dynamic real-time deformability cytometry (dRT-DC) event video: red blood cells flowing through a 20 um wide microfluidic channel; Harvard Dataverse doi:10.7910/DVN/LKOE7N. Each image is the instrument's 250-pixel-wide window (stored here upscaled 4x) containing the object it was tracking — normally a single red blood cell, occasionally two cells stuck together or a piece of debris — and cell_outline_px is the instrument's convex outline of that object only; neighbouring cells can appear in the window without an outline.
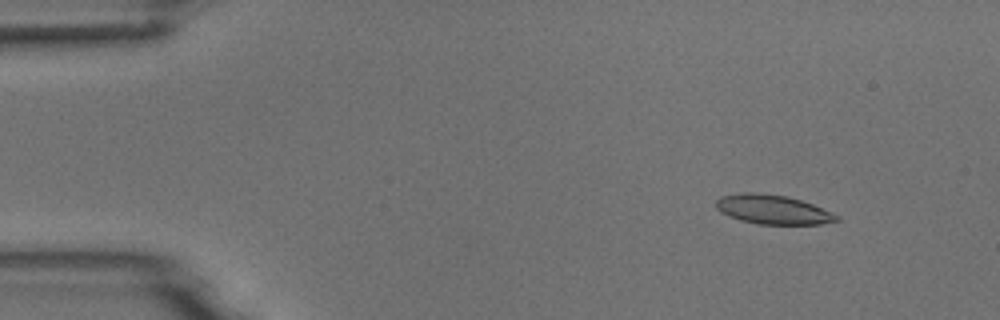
{"species": "common noctule bat (a hibernating species)", "species_latin": "Nyctalus noctula", "temperature_condition": "room temperature", "stored_images_in_passage": 5, "camera_frame_rate_fps": 3000, "um_per_image_px": 0.085, "animal": {"sex": "male", "body_mass_g": 18.8}, "frame": {"image": 1, "passage_image": 2, "time_ms": 0.333, "image_size_px": [1000, 320], "cell_outline_px": [[840, 220], [820, 224], [756, 224], [740, 220], [728, 216], [720, 212], [716, 208], [716, 200], [720, 196], [740, 192], [756, 192], [788, 196], [812, 204], [832, 212], [840, 216]], "centroid_in_image_um": [65.66, 17.8], "position_along_channel_um": 19.3, "area_um2": 20.75}}
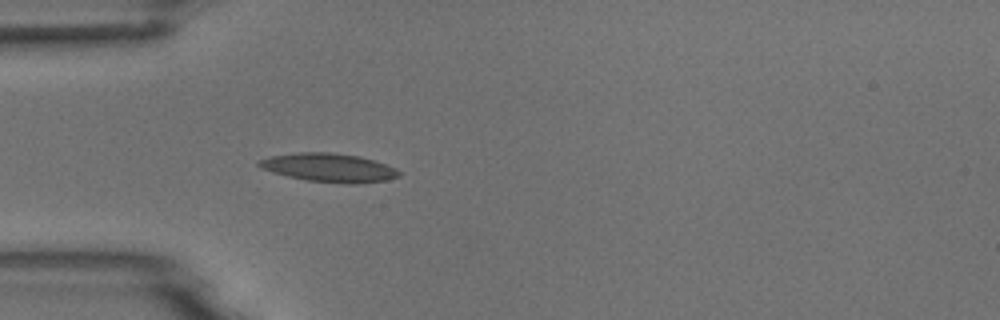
{"frame": {"image": 2, "passage_image": 5, "time_ms": 1.333, "image_size_px": [1000, 320], "cell_outline_px": [[400, 176], [388, 180], [356, 184], [348, 184], [308, 180], [288, 176], [272, 172], [260, 168], [256, 164], [260, 160], [272, 156], [296, 152], [328, 152], [360, 156], [396, 168], [400, 172]], "centroid_in_image_um": [27.97, 14.25], "position_along_channel_um": 57.0, "area_um2": 23.24}}